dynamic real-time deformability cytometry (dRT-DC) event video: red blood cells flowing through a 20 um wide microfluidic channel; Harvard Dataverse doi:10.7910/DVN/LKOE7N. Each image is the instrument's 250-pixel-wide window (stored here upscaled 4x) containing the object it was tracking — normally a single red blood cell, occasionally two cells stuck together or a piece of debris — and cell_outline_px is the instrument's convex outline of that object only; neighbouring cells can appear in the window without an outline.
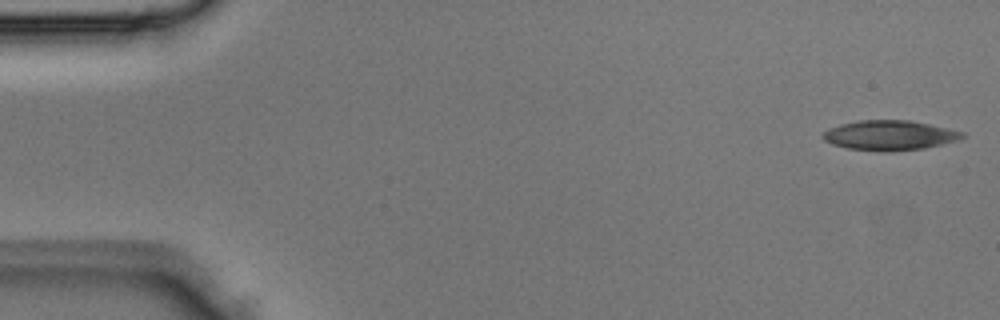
{"species": "Egyptian fruit bat (a non-hibernating species)", "species_latin": "Rousettus aegyptiacus", "temperature_condition": "room temperature", "stored_images_in_passage": 4, "camera_frame_rate_fps": 3000, "um_per_image_px": 0.085, "animal": {"sex": "male"}, "frame": {"image": 1, "passage_image": 1, "time_ms": 0.0, "image_size_px": [1000, 320], "cell_outline_px": [[964, 136], [960, 140], [924, 148], [848, 148], [832, 144], [824, 140], [820, 136], [828, 128], [840, 124], [860, 120], [908, 120], [928, 124], [964, 132]], "centroid_in_image_um": [75.6, 11.44], "position_along_channel_um": 9.4, "area_um2": 23.06}}
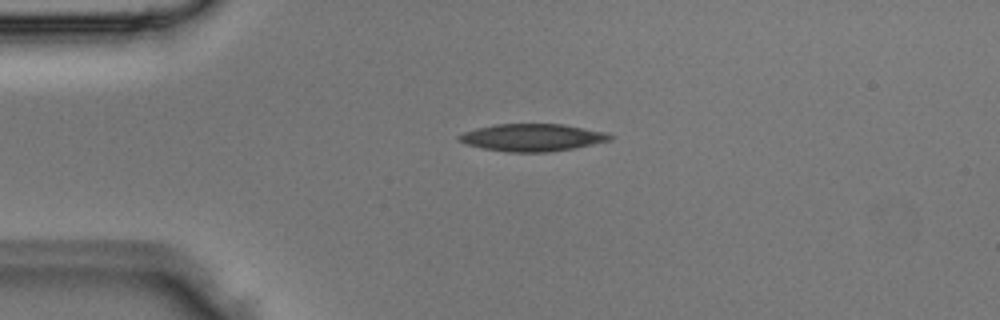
{"frame": {"image": 2, "passage_image": 3, "time_ms": 0.667, "image_size_px": [1000, 320], "cell_outline_px": [[616, 136], [612, 140], [572, 148], [548, 152], [508, 152], [484, 148], [464, 144], [456, 136], [464, 132], [476, 128], [496, 124], [564, 124], [608, 132]], "centroid_in_image_um": [45.28, 11.68], "position_along_channel_um": 39.7, "area_um2": 24.16}}